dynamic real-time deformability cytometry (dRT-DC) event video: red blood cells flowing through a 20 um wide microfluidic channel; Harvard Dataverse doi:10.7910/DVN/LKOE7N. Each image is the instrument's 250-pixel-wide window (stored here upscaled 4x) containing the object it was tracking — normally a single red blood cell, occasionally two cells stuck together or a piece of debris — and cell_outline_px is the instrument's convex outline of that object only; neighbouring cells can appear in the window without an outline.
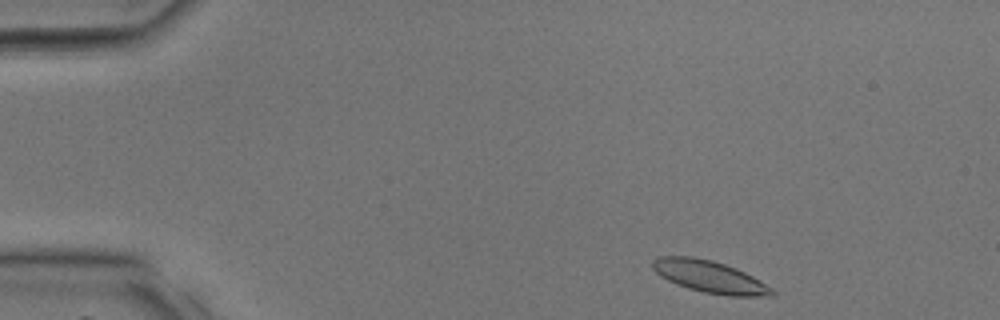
{"species": "common noctule bat (a hibernating species)", "species_latin": "Nyctalus noctula", "temperature_condition": "room temperature", "stored_images_in_passage": 34, "camera_frame_rate_fps": 3000, "um_per_image_px": 0.085, "animal": {"sex": "male", "body_mass_g": 17.9, "forearm_length_mm": 54.2}, "frame": {"image": 1, "passage_image": 2, "time_ms": 0.333, "image_size_px": [1000, 320], "cell_outline_px": [[776, 296], [728, 296], [704, 292], [688, 288], [676, 284], [660, 276], [652, 268], [652, 260], [660, 256], [692, 256], [712, 260], [736, 268], [752, 276], [772, 288], [776, 292]], "centroid_in_image_um": [60.32, 23.52], "position_along_channel_um": 24.7, "area_um2": 22.31}}
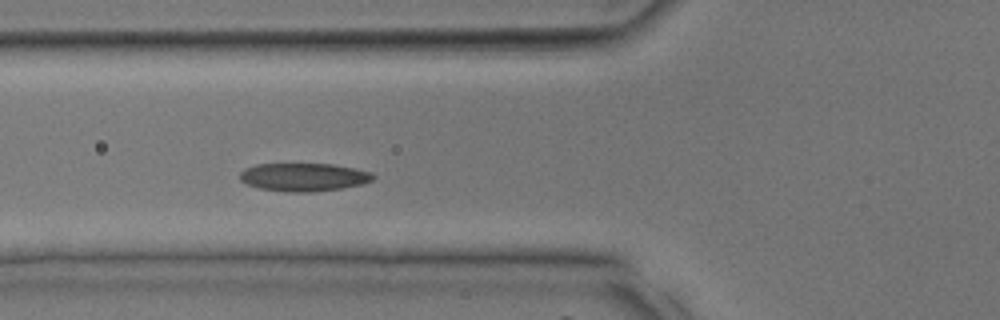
{"frame": {"image": 2, "passage_image": 11, "time_ms": 3.333, "image_size_px": [1000, 320], "cell_outline_px": [[376, 176], [372, 180], [360, 184], [340, 188], [312, 192], [288, 192], [260, 188], [248, 184], [240, 180], [240, 172], [244, 168], [256, 164], [332, 164], [372, 172]], "centroid_in_image_um": [25.79, 15.05], "position_along_channel_um": 100.0, "area_um2": 21.68}}
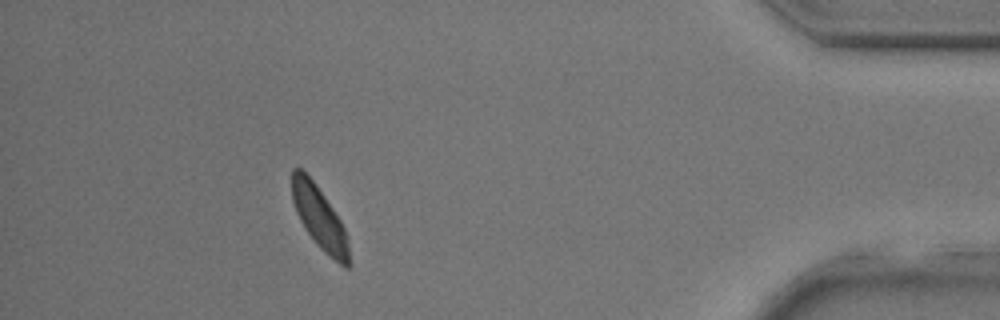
{"frame": {"image": 3, "passage_image": 31, "time_ms": 10.0, "image_size_px": [1000, 320], "cell_outline_px": [[352, 264], [348, 268], [344, 268], [324, 252], [316, 244], [304, 228], [296, 212], [292, 200], [292, 168], [300, 168], [312, 180], [324, 196], [340, 220], [344, 228], [348, 240]], "centroid_in_image_um": [27.18, 18.59], "position_along_channel_um": 408.0, "area_um2": 20.81}}